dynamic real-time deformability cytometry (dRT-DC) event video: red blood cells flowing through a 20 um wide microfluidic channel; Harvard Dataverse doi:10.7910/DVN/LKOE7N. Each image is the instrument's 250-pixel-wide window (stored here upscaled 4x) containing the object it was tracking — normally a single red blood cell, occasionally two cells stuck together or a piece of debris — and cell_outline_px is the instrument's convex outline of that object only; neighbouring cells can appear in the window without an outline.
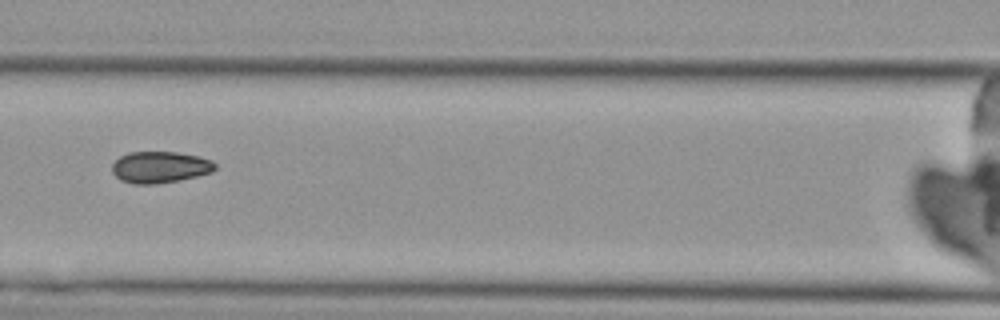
{"species": "Egyptian fruit bat (a non-hibernating species)", "species_latin": "Rousettus aegyptiacus", "temperature_condition": "cold", "stored_images_in_passage": 4, "camera_frame_rate_fps": 3000, "um_per_image_px": 0.085, "animal": {"sex": "female"}, "frame": {"image": 1, "passage_image": 3, "time_ms": 2.0, "image_size_px": [1000, 320], "cell_outline_px": [[216, 168], [212, 172], [180, 180], [152, 184], [136, 184], [120, 180], [112, 172], [112, 164], [120, 156], [128, 152], [176, 152], [200, 156], [212, 160], [216, 164]], "centroid_in_image_um": [13.6, 14.2], "position_along_channel_um": 153.0, "area_um2": 18.96}}
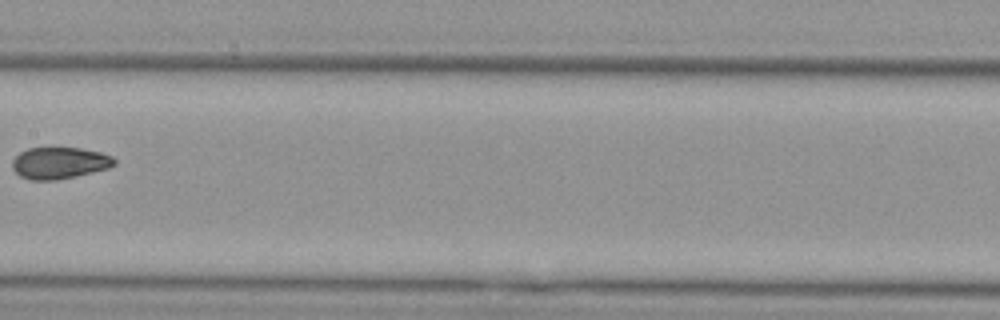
{"frame": {"image": 2, "passage_image": 4, "time_ms": 3.333, "image_size_px": [1000, 320], "cell_outline_px": [[116, 164], [108, 168], [76, 176], [56, 180], [32, 180], [20, 176], [12, 168], [12, 160], [20, 152], [28, 148], [80, 148], [100, 152], [112, 156], [116, 160]], "centroid_in_image_um": [5.05, 13.85], "position_along_channel_um": 202.3, "area_um2": 18.79}}